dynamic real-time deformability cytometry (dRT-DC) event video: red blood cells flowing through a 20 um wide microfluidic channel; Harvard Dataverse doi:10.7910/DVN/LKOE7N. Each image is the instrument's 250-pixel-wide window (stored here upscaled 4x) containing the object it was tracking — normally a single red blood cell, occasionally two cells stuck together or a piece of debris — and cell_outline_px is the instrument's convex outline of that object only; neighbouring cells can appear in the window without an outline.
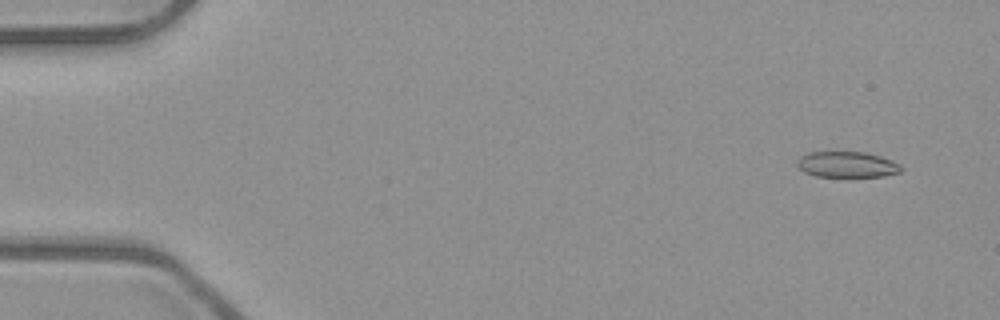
{"species": "common noctule bat (a hibernating species)", "species_latin": "Nyctalus noctula", "temperature_condition": "room temperature", "stored_images_in_passage": 53, "camera_frame_rate_fps": 3000, "um_per_image_px": 0.085, "animal": {"sex": "male", "body_mass_g": 23.1, "forearm_length_mm": 52.7}, "frame": {"image": 1, "passage_image": 4, "time_ms": 1.0, "image_size_px": [1000, 320], "cell_outline_px": [[904, 168], [900, 172], [884, 176], [848, 180], [816, 176], [804, 172], [796, 164], [796, 160], [800, 156], [808, 152], [864, 152], [880, 156], [892, 160], [900, 164]], "centroid_in_image_um": [72.01, 14.04], "position_along_channel_um": 13.0, "area_um2": 16.65}}
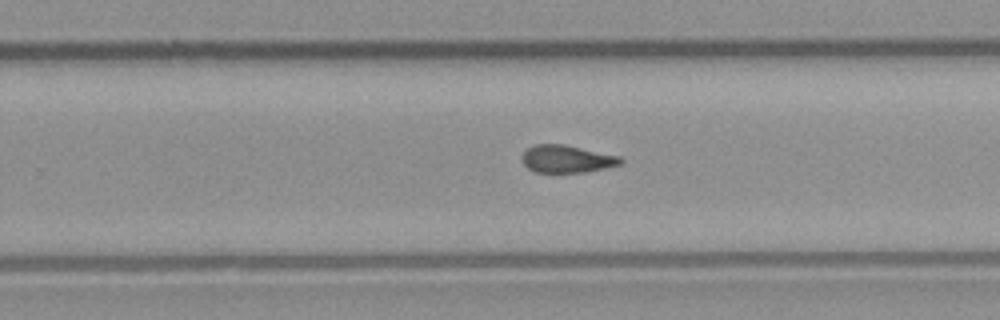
{"frame": {"image": 2, "passage_image": 34, "time_ms": 11.0, "image_size_px": [1000, 320], "cell_outline_px": [[624, 160], [620, 164], [604, 168], [584, 172], [532, 172], [520, 160], [520, 156], [528, 148], [536, 144], [564, 144], [620, 156]], "centroid_in_image_um": [48.14, 13.51], "position_along_channel_um": 281.7, "area_um2": 15.84}}
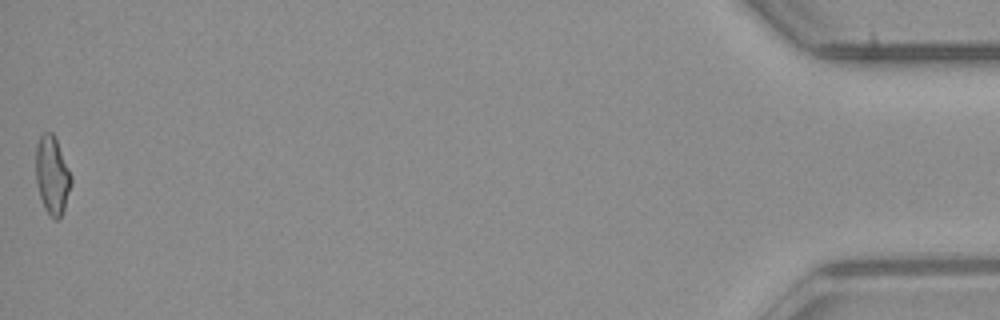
{"frame": {"image": 3, "passage_image": 53, "time_ms": 17.333, "image_size_px": [1000, 320], "cell_outline_px": [[72, 184], [64, 208], [60, 216], [56, 220], [44, 208], [40, 196], [36, 180], [36, 144], [40, 136], [44, 132], [52, 132], [56, 140], [72, 176]], "centroid_in_image_um": [4.43, 14.88], "position_along_channel_um": 430.8, "area_um2": 15.84}, "authors_computed_cell_mechanics": {"area_um2": 16.2996, "velocity_mm_per_s": 3.9528, "shape_relaxation_time_tau1_ms": null, "shape_relaxation_time_tau2_ms": 2.7844, "deformation_change_tau1": null, "deformation_change_tau2": 0.0818}}